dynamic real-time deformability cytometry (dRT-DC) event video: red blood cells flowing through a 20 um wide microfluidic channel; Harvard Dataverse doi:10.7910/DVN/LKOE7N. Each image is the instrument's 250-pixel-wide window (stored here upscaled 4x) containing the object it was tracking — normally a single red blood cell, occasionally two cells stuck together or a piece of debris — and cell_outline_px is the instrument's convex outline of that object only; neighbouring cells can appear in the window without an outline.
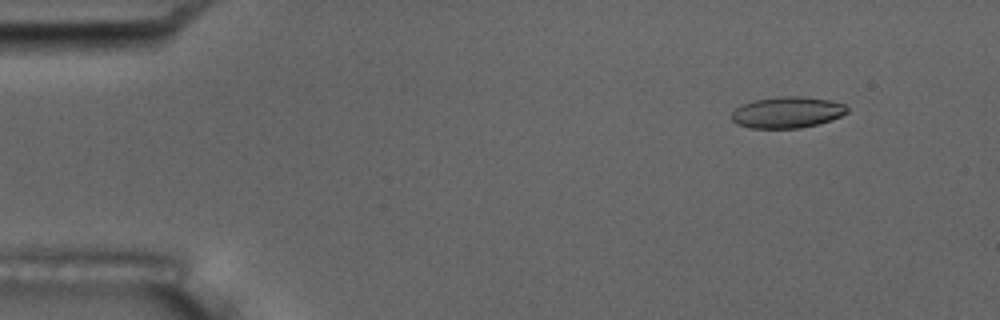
{"species": "common noctule bat (a hibernating species)", "species_latin": "Nyctalus noctula", "temperature_condition": "room temperature", "stored_images_in_passage": 4, "camera_frame_rate_fps": 3000, "um_per_image_px": 0.085, "animal": {"sex": "male", "body_mass_g": 17.5, "forearm_length_mm": 52.3}, "frame": {"image": 1, "passage_image": 1, "time_ms": 0.0, "image_size_px": [1000, 320], "cell_outline_px": [[848, 112], [832, 120], [820, 124], [800, 128], [752, 128], [736, 124], [732, 120], [732, 112], [736, 108], [744, 104], [756, 100], [780, 96], [800, 96], [832, 100], [844, 104], [848, 108]], "centroid_in_image_um": [66.95, 9.55], "position_along_channel_um": 18.0, "area_um2": 21.1}}